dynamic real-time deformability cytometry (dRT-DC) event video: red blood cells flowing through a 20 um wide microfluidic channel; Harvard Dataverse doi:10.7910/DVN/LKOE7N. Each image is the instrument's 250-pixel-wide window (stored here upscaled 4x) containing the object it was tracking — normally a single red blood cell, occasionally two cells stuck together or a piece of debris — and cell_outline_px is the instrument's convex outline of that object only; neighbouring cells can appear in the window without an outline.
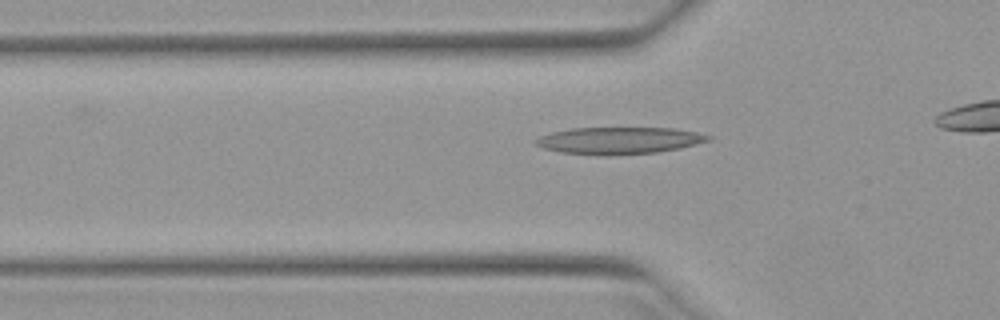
{"species": "Egyptian fruit bat (a non-hibernating species)", "species_latin": "Rousettus aegyptiacus", "temperature_condition": "warm", "stored_images_in_passage": 11, "camera_frame_rate_fps": 3000, "um_per_image_px": 0.085, "animal": {"sex": "female"}, "frame": {"image": 1, "passage_image": 2, "time_ms": 0.333, "image_size_px": [1000, 320], "cell_outline_px": [[712, 140], [680, 148], [656, 152], [560, 152], [544, 148], [536, 144], [532, 140], [540, 136], [552, 132], [572, 128], [672, 128], [696, 132], [712, 136]], "centroid_in_image_um": [52.67, 11.89], "position_along_channel_um": 73.1, "area_um2": 25.72}}
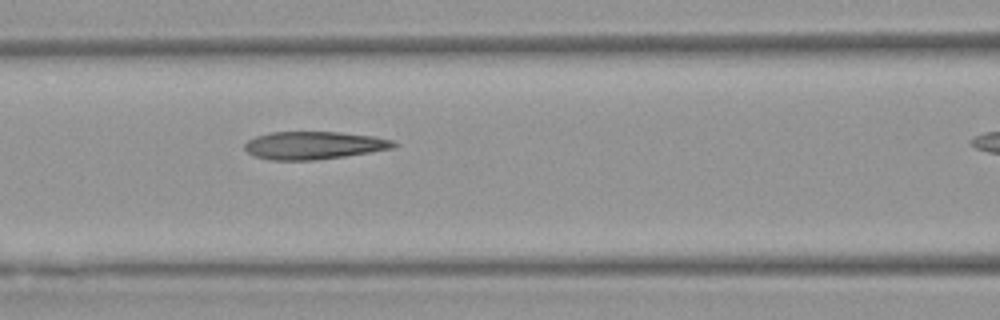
{"frame": {"image": 2, "passage_image": 7, "time_ms": 2.0, "image_size_px": [1000, 320], "cell_outline_px": [[396, 144], [392, 148], [344, 156], [316, 160], [268, 160], [252, 156], [244, 148], [244, 144], [248, 140], [256, 136], [272, 132], [340, 132], [376, 136], [392, 140]], "centroid_in_image_um": [26.63, 12.35], "position_along_channel_um": 140.0, "area_um2": 24.1}}
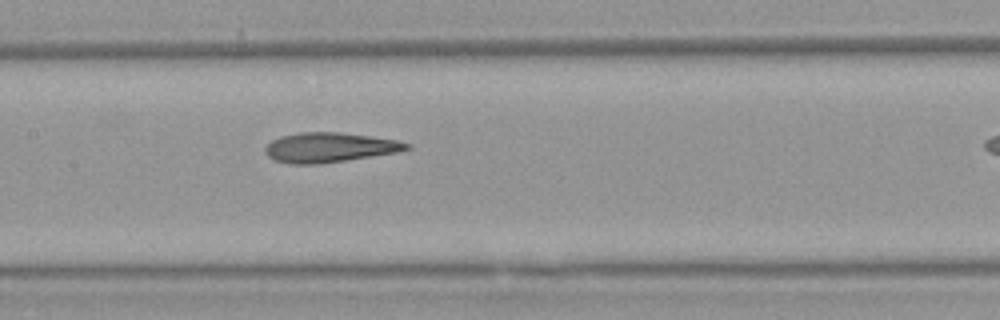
{"frame": {"image": 3, "passage_image": 10, "time_ms": 3.0, "image_size_px": [1000, 320], "cell_outline_px": [[412, 148], [396, 152], [320, 164], [288, 164], [276, 160], [268, 156], [264, 152], [264, 148], [272, 140], [280, 136], [300, 132], [340, 132], [400, 140], [412, 144]], "centroid_in_image_um": [28.01, 12.52], "position_along_channel_um": 179.4, "area_um2": 24.57}}